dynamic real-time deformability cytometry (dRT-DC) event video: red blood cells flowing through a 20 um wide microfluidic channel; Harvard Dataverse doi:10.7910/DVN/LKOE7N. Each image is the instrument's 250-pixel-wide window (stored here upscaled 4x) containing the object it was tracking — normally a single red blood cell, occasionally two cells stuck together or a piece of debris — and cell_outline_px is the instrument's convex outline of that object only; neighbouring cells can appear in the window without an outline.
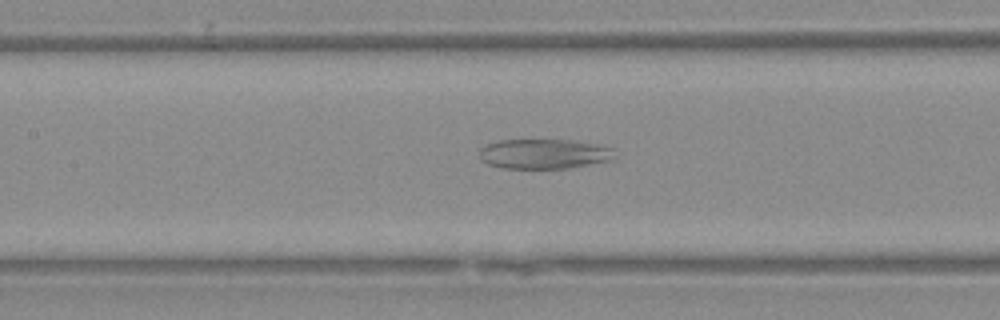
{"species": "Egyptian fruit bat (a non-hibernating species)", "species_latin": "Rousettus aegyptiacus", "temperature_condition": "warm", "stored_images_in_passage": 38, "camera_frame_rate_fps": 3000, "um_per_image_px": 0.085, "animal": {"sex": "female"}, "frame": {"image": 1, "passage_image": 11, "time_ms": 3.333, "image_size_px": [1000, 320], "cell_outline_px": [[616, 156], [608, 160], [568, 168], [504, 168], [488, 164], [480, 160], [476, 152], [484, 144], [496, 140], [576, 140], [612, 148]], "centroid_in_image_um": [46.14, 13.07], "position_along_channel_um": 161.3, "area_um2": 23.64}}
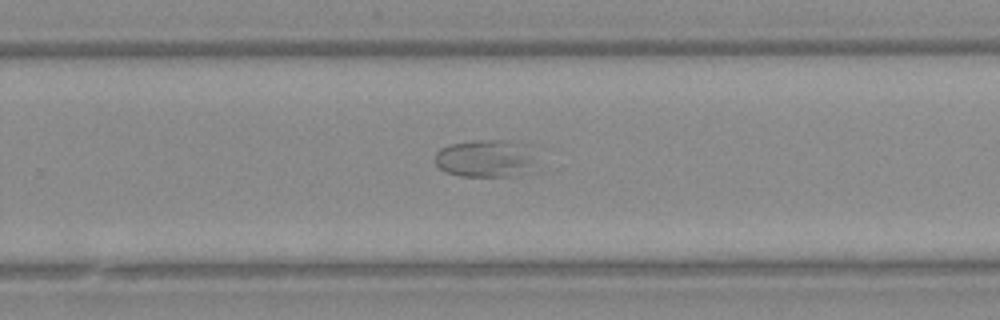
{"frame": {"image": 2, "passage_image": 21, "time_ms": 6.667, "image_size_px": [1000, 320], "cell_outline_px": [[528, 164], [516, 176], [460, 176], [448, 172], [440, 168], [436, 164], [436, 152], [440, 148], [448, 144], [472, 140], [504, 140], [528, 144]], "centroid_in_image_um": [41.1, 13.44], "position_along_channel_um": 288.7, "area_um2": 21.27}}
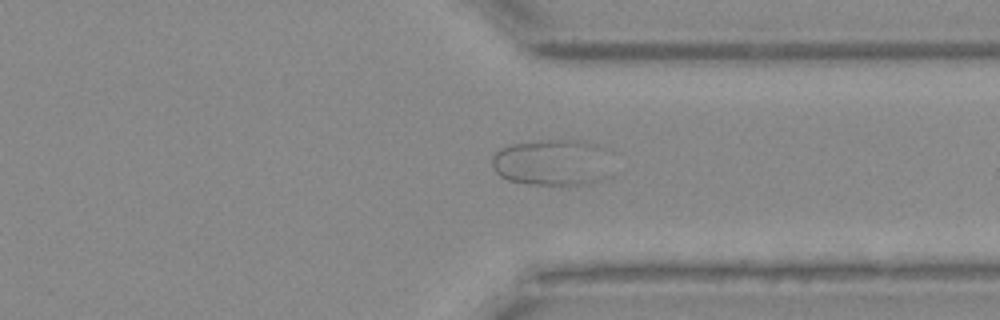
{"frame": {"image": 3, "passage_image": 27, "time_ms": 8.667, "image_size_px": [1000, 320], "cell_outline_px": [[612, 176], [600, 180], [568, 188], [528, 184], [508, 180], [500, 176], [496, 172], [492, 164], [492, 156], [500, 148], [512, 144], [540, 140], [584, 140], [596, 144], [604, 148]], "centroid_in_image_um": [46.97, 13.85], "position_along_channel_um": 364.4, "area_um2": 33.41}}